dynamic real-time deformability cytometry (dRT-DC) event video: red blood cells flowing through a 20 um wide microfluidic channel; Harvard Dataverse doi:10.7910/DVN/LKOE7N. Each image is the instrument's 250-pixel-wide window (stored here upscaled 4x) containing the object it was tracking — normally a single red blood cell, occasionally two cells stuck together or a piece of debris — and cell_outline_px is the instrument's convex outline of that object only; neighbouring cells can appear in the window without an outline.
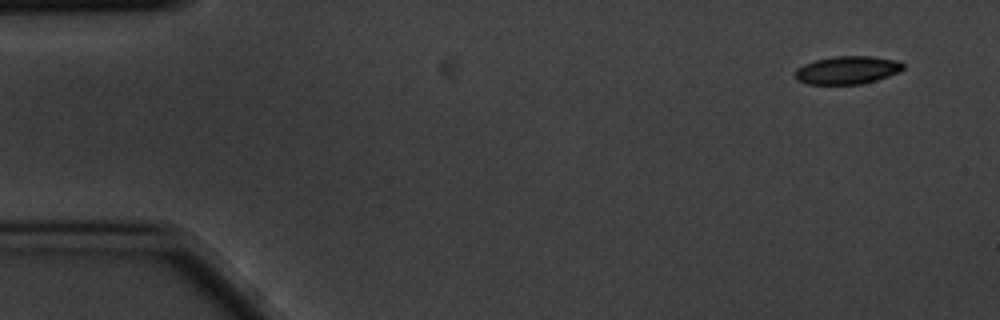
{"species": "common noctule bat (a hibernating species)", "species_latin": "Nyctalus noctula", "temperature_condition": "cold", "stored_images_in_passage": 5, "camera_frame_rate_fps": 3000, "um_per_image_px": 0.085, "animal": {"sex": "male", "body_mass_g": 20.1, "forearm_length_mm": 53.5}, "frame": {"image": 1, "passage_image": 1, "time_ms": 0.0, "image_size_px": [1000, 320], "cell_outline_px": [[904, 68], [900, 72], [876, 80], [860, 84], [808, 84], [796, 80], [796, 68], [804, 64], [816, 60], [832, 56], [872, 56], [896, 60], [904, 64]], "centroid_in_image_um": [72.03, 5.95], "position_along_channel_um": 13.0, "area_um2": 17.63}}